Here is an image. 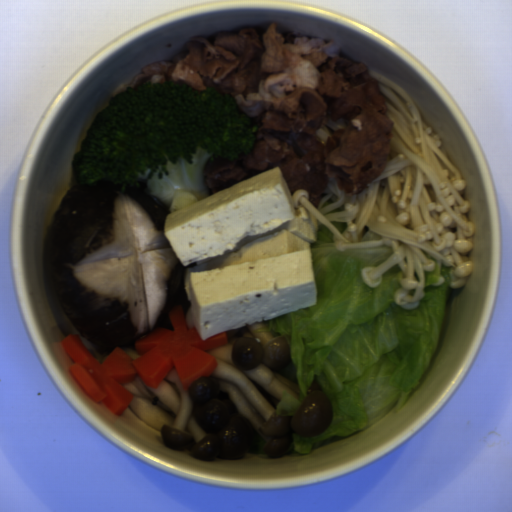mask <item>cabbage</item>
Segmentation results:
<instances>
[{
    "mask_svg": "<svg viewBox=\"0 0 512 512\" xmlns=\"http://www.w3.org/2000/svg\"><path fill=\"white\" fill-rule=\"evenodd\" d=\"M330 229L316 226L312 260L315 305L268 320L266 330L285 336L295 367L298 399L283 391L277 416L293 417L316 377L330 398L334 419L315 437L293 432L297 455L358 434L409 401L429 368L438 346L446 296L453 268L434 263L424 271V296L415 310L399 307L401 270L394 266L372 288L363 279L365 267L390 258L393 248L380 245L339 251ZM439 275L443 285L434 286Z\"/></svg>",
    "mask_w": 512,
    "mask_h": 512,
    "instance_id": "1",
    "label": "cabbage"
},
{
    "mask_svg": "<svg viewBox=\"0 0 512 512\" xmlns=\"http://www.w3.org/2000/svg\"><path fill=\"white\" fill-rule=\"evenodd\" d=\"M266 442L267 441L259 433L255 432V448H254V451H252V452L260 454V455H265L264 447H265Z\"/></svg>",
    "mask_w": 512,
    "mask_h": 512,
    "instance_id": "2",
    "label": "cabbage"
},
{
    "mask_svg": "<svg viewBox=\"0 0 512 512\" xmlns=\"http://www.w3.org/2000/svg\"><path fill=\"white\" fill-rule=\"evenodd\" d=\"M330 223L338 230L340 234H344L348 228V223L345 221H330Z\"/></svg>",
    "mask_w": 512,
    "mask_h": 512,
    "instance_id": "3",
    "label": "cabbage"
},
{
    "mask_svg": "<svg viewBox=\"0 0 512 512\" xmlns=\"http://www.w3.org/2000/svg\"><path fill=\"white\" fill-rule=\"evenodd\" d=\"M380 235L375 233L374 231H368V232H365L363 237H362V242H366V241H373V240H380Z\"/></svg>",
    "mask_w": 512,
    "mask_h": 512,
    "instance_id": "4",
    "label": "cabbage"
}]
</instances>
